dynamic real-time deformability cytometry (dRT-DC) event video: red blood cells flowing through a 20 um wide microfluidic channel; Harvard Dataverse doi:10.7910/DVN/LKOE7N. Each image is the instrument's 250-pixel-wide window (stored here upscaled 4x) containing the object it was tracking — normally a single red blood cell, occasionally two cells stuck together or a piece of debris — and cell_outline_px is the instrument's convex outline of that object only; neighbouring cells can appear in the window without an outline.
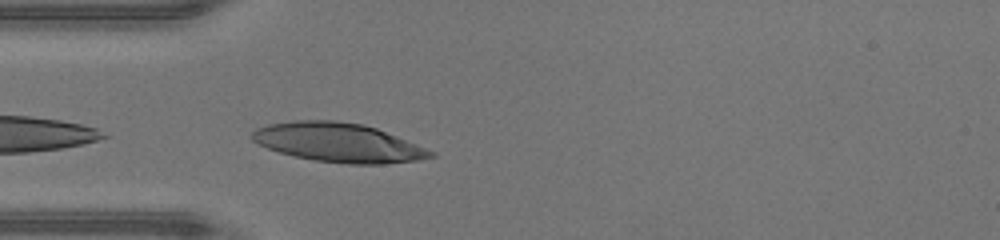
{"species": "human", "species_latin": "Homo sapiens", "temperature_condition": "warm", "stored_images_in_passage": 8, "camera_frame_rate_fps": 3000, "um_per_image_px": 0.085, "donor": {"sex": "male"}, "frame": {"image": 1, "passage_image": 1, "time_ms": 0.0, "image_size_px": [1000, 240], "cell_outline_px": [[436, 156], [416, 160], [384, 164], [348, 164], [316, 160], [296, 156], [280, 152], [268, 148], [252, 140], [252, 132], [256, 128], [268, 124], [292, 120], [336, 120], [364, 124], [376, 128], [436, 152]], "centroid_in_image_um": [28.76, 12.11], "position_along_channel_um": 56.2, "area_um2": 40.4}}
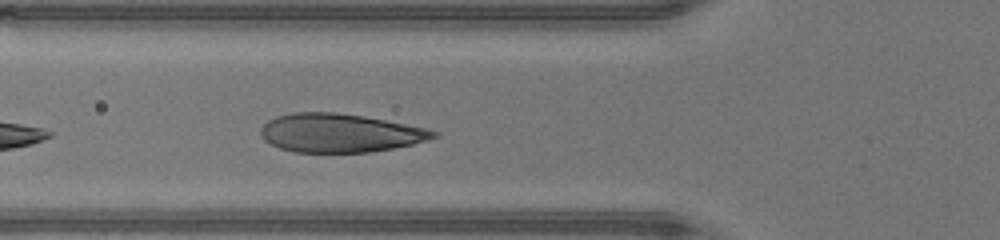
{"frame": {"image": 2, "passage_image": 4, "time_ms": 1.0, "image_size_px": [1000, 240], "cell_outline_px": [[440, 136], [412, 144], [392, 148], [368, 152], [292, 152], [280, 148], [264, 140], [260, 136], [260, 128], [268, 120], [276, 116], [292, 112], [336, 112], [364, 116], [424, 128], [440, 132]], "centroid_in_image_um": [28.85, 11.3], "position_along_channel_um": 97.0, "area_um2": 38.78}}